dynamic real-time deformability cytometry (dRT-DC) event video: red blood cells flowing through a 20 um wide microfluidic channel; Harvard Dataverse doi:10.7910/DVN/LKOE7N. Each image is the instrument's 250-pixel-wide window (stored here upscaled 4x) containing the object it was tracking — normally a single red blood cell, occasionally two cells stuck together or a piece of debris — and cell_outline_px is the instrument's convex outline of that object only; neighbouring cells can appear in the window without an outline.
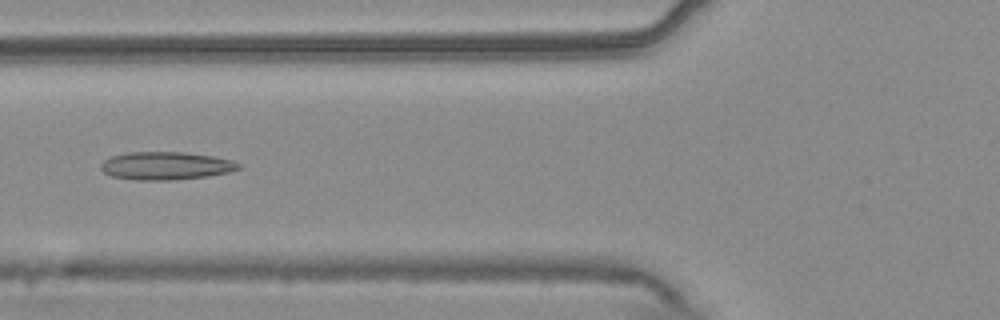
{"species": "common noctule bat (a hibernating species)", "species_latin": "Nyctalus noctula", "temperature_condition": "warm", "stored_images_in_passage": 54, "camera_frame_rate_fps": 3000, "um_per_image_px": 0.085, "animal": {"sex": "male", "body_mass_g": 20.4}, "frame": {"image": 1, "passage_image": 21, "time_ms": 6.667, "image_size_px": [1000, 320], "cell_outline_px": [[244, 168], [228, 172], [208, 176], [176, 180], [136, 180], [112, 176], [104, 172], [100, 168], [100, 164], [104, 160], [112, 156], [128, 152], [184, 152], [212, 156], [232, 160], [240, 164]], "centroid_in_image_um": [14.12, 14.09], "position_along_channel_um": 111.7, "area_um2": 22.54}}
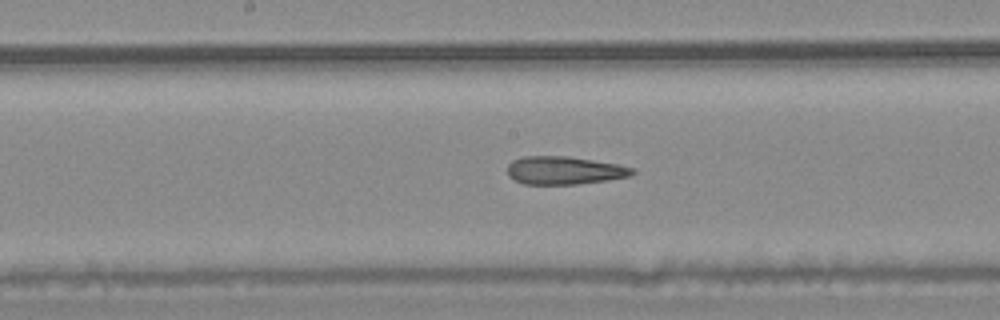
{"frame": {"image": 2, "passage_image": 28, "time_ms": 9.0, "image_size_px": [1000, 320], "cell_outline_px": [[636, 172], [632, 176], [608, 180], [576, 184], [524, 184], [508, 176], [508, 164], [512, 160], [524, 156], [568, 156], [616, 164], [636, 168]], "centroid_in_image_um": [47.99, 14.48], "position_along_channel_um": 200.2, "area_um2": 20.46}}
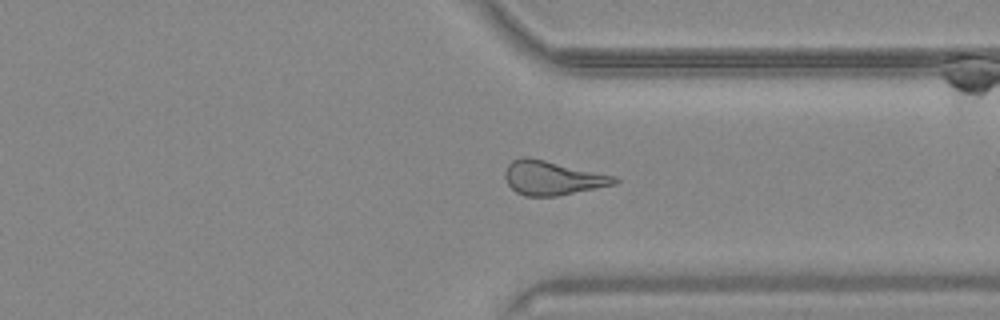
{"frame": {"image": 3, "passage_image": 41, "time_ms": 13.333, "image_size_px": [1000, 320], "cell_outline_px": [[620, 180], [616, 184], [556, 196], [524, 196], [516, 192], [508, 184], [504, 176], [504, 172], [508, 164], [512, 160], [520, 156], [528, 156], [616, 176]], "centroid_in_image_um": [46.93, 15.11], "position_along_channel_um": 364.5, "area_um2": 21.85}, "authors_computed_cell_mechanics": {"area_um2": 22.4264, "velocity_mm_per_s": 3.7849, "shape_relaxation_time_tau1_ms": null, "shape_relaxation_time_tau2_ms": 3.7516, "deformation_change_tau1": null, "deformation_change_tau2": 0.1619}}